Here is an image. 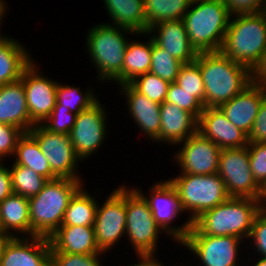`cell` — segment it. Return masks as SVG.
I'll list each match as a JSON object with an SVG mask.
<instances>
[{
	"mask_svg": "<svg viewBox=\"0 0 266 266\" xmlns=\"http://www.w3.org/2000/svg\"><path fill=\"white\" fill-rule=\"evenodd\" d=\"M196 61L205 87L204 108L220 107L251 84L250 69L220 51L200 52Z\"/></svg>",
	"mask_w": 266,
	"mask_h": 266,
	"instance_id": "6da1fadb",
	"label": "cell"
},
{
	"mask_svg": "<svg viewBox=\"0 0 266 266\" xmlns=\"http://www.w3.org/2000/svg\"><path fill=\"white\" fill-rule=\"evenodd\" d=\"M263 207L262 199L229 197L196 218L188 234L248 239L254 220Z\"/></svg>",
	"mask_w": 266,
	"mask_h": 266,
	"instance_id": "7a4b0ae2",
	"label": "cell"
},
{
	"mask_svg": "<svg viewBox=\"0 0 266 266\" xmlns=\"http://www.w3.org/2000/svg\"><path fill=\"white\" fill-rule=\"evenodd\" d=\"M128 34L141 35L106 22L94 25L88 30V34L86 33V51L93 66H96L99 75L97 80L100 83L108 80L122 85L124 57L130 41Z\"/></svg>",
	"mask_w": 266,
	"mask_h": 266,
	"instance_id": "3957f363",
	"label": "cell"
},
{
	"mask_svg": "<svg viewBox=\"0 0 266 266\" xmlns=\"http://www.w3.org/2000/svg\"><path fill=\"white\" fill-rule=\"evenodd\" d=\"M84 180L57 178L48 180L29 201L31 236L50 237L61 225L70 198Z\"/></svg>",
	"mask_w": 266,
	"mask_h": 266,
	"instance_id": "277c9868",
	"label": "cell"
},
{
	"mask_svg": "<svg viewBox=\"0 0 266 266\" xmlns=\"http://www.w3.org/2000/svg\"><path fill=\"white\" fill-rule=\"evenodd\" d=\"M230 18L231 14L222 0H199L192 1L182 20L188 40L200 53L220 50Z\"/></svg>",
	"mask_w": 266,
	"mask_h": 266,
	"instance_id": "5b68a950",
	"label": "cell"
},
{
	"mask_svg": "<svg viewBox=\"0 0 266 266\" xmlns=\"http://www.w3.org/2000/svg\"><path fill=\"white\" fill-rule=\"evenodd\" d=\"M266 50V13L231 16L220 52L250 70Z\"/></svg>",
	"mask_w": 266,
	"mask_h": 266,
	"instance_id": "8992f818",
	"label": "cell"
},
{
	"mask_svg": "<svg viewBox=\"0 0 266 266\" xmlns=\"http://www.w3.org/2000/svg\"><path fill=\"white\" fill-rule=\"evenodd\" d=\"M174 177V178H173ZM168 180L176 188L183 212L193 222L204 211L229 198L225 183L218 173L211 175L181 174ZM191 213V214H189Z\"/></svg>",
	"mask_w": 266,
	"mask_h": 266,
	"instance_id": "52a82bcc",
	"label": "cell"
},
{
	"mask_svg": "<svg viewBox=\"0 0 266 266\" xmlns=\"http://www.w3.org/2000/svg\"><path fill=\"white\" fill-rule=\"evenodd\" d=\"M161 233L165 234L154 220L147 201L134 187L126 186L125 235L129 239L128 243L132 244L134 252L156 254Z\"/></svg>",
	"mask_w": 266,
	"mask_h": 266,
	"instance_id": "ba28073f",
	"label": "cell"
},
{
	"mask_svg": "<svg viewBox=\"0 0 266 266\" xmlns=\"http://www.w3.org/2000/svg\"><path fill=\"white\" fill-rule=\"evenodd\" d=\"M135 189L147 201L157 225L169 236L168 238L171 237L173 242L180 244L189 233L192 222L187 218L181 224L182 226L177 225L176 227L173 224L177 220L178 215L181 216L183 213L176 188L167 179L152 184V187L145 195L142 189L140 190L137 187Z\"/></svg>",
	"mask_w": 266,
	"mask_h": 266,
	"instance_id": "9c48e42d",
	"label": "cell"
},
{
	"mask_svg": "<svg viewBox=\"0 0 266 266\" xmlns=\"http://www.w3.org/2000/svg\"><path fill=\"white\" fill-rule=\"evenodd\" d=\"M96 208L95 241L102 253L113 250L115 244L125 237L126 232V185L118 186ZM113 248V249H112Z\"/></svg>",
	"mask_w": 266,
	"mask_h": 266,
	"instance_id": "30bf717a",
	"label": "cell"
},
{
	"mask_svg": "<svg viewBox=\"0 0 266 266\" xmlns=\"http://www.w3.org/2000/svg\"><path fill=\"white\" fill-rule=\"evenodd\" d=\"M218 175L224 181L229 197L262 199L263 189L253 178L247 146L222 149Z\"/></svg>",
	"mask_w": 266,
	"mask_h": 266,
	"instance_id": "8fae6325",
	"label": "cell"
},
{
	"mask_svg": "<svg viewBox=\"0 0 266 266\" xmlns=\"http://www.w3.org/2000/svg\"><path fill=\"white\" fill-rule=\"evenodd\" d=\"M28 133L38 142L40 150L49 162L52 173L57 178L82 181V177L77 171L78 164L82 161L75 152L70 134L50 132L42 124L34 125Z\"/></svg>",
	"mask_w": 266,
	"mask_h": 266,
	"instance_id": "7c38bea8",
	"label": "cell"
},
{
	"mask_svg": "<svg viewBox=\"0 0 266 266\" xmlns=\"http://www.w3.org/2000/svg\"><path fill=\"white\" fill-rule=\"evenodd\" d=\"M242 241L235 236L187 234L180 245L187 247L190 254L195 255L194 258L200 261V266H241L238 260L239 251L243 249Z\"/></svg>",
	"mask_w": 266,
	"mask_h": 266,
	"instance_id": "4fadbf2b",
	"label": "cell"
},
{
	"mask_svg": "<svg viewBox=\"0 0 266 266\" xmlns=\"http://www.w3.org/2000/svg\"><path fill=\"white\" fill-rule=\"evenodd\" d=\"M106 112L107 110L99 99L90 108L81 111L76 117L69 134L75 152L82 162L95 154L107 140L106 116L109 115Z\"/></svg>",
	"mask_w": 266,
	"mask_h": 266,
	"instance_id": "5bb4252c",
	"label": "cell"
},
{
	"mask_svg": "<svg viewBox=\"0 0 266 266\" xmlns=\"http://www.w3.org/2000/svg\"><path fill=\"white\" fill-rule=\"evenodd\" d=\"M173 159L179 164V174L211 175L218 173L221 148L198 131L178 145Z\"/></svg>",
	"mask_w": 266,
	"mask_h": 266,
	"instance_id": "9a60e30c",
	"label": "cell"
},
{
	"mask_svg": "<svg viewBox=\"0 0 266 266\" xmlns=\"http://www.w3.org/2000/svg\"><path fill=\"white\" fill-rule=\"evenodd\" d=\"M34 60L23 72L21 81L27 100L30 120L36 124L43 122L51 115L56 105L58 81L44 76Z\"/></svg>",
	"mask_w": 266,
	"mask_h": 266,
	"instance_id": "2e32d148",
	"label": "cell"
},
{
	"mask_svg": "<svg viewBox=\"0 0 266 266\" xmlns=\"http://www.w3.org/2000/svg\"><path fill=\"white\" fill-rule=\"evenodd\" d=\"M0 266H51L49 239L41 236L8 237L1 250Z\"/></svg>",
	"mask_w": 266,
	"mask_h": 266,
	"instance_id": "e0dca14e",
	"label": "cell"
},
{
	"mask_svg": "<svg viewBox=\"0 0 266 266\" xmlns=\"http://www.w3.org/2000/svg\"><path fill=\"white\" fill-rule=\"evenodd\" d=\"M197 131L221 149L249 144L248 134L232 124L219 107H207L198 118Z\"/></svg>",
	"mask_w": 266,
	"mask_h": 266,
	"instance_id": "ac0fdd59",
	"label": "cell"
},
{
	"mask_svg": "<svg viewBox=\"0 0 266 266\" xmlns=\"http://www.w3.org/2000/svg\"><path fill=\"white\" fill-rule=\"evenodd\" d=\"M141 35H150L159 47L183 63H191L198 56V52L188 40V34L182 19L160 22L150 28L147 33Z\"/></svg>",
	"mask_w": 266,
	"mask_h": 266,
	"instance_id": "d6986e66",
	"label": "cell"
},
{
	"mask_svg": "<svg viewBox=\"0 0 266 266\" xmlns=\"http://www.w3.org/2000/svg\"><path fill=\"white\" fill-rule=\"evenodd\" d=\"M119 93L126 98V105L135 125L143 132L144 136L152 142H160V104L153 102L145 95L136 91L130 84L119 87Z\"/></svg>",
	"mask_w": 266,
	"mask_h": 266,
	"instance_id": "ffe728a7",
	"label": "cell"
},
{
	"mask_svg": "<svg viewBox=\"0 0 266 266\" xmlns=\"http://www.w3.org/2000/svg\"><path fill=\"white\" fill-rule=\"evenodd\" d=\"M265 96V87L251 83L241 93L222 104L219 108L232 124L249 135Z\"/></svg>",
	"mask_w": 266,
	"mask_h": 266,
	"instance_id": "44dd1931",
	"label": "cell"
},
{
	"mask_svg": "<svg viewBox=\"0 0 266 266\" xmlns=\"http://www.w3.org/2000/svg\"><path fill=\"white\" fill-rule=\"evenodd\" d=\"M160 143L178 145L197 132L198 119L187 110L164 101L160 104Z\"/></svg>",
	"mask_w": 266,
	"mask_h": 266,
	"instance_id": "7402d4cb",
	"label": "cell"
},
{
	"mask_svg": "<svg viewBox=\"0 0 266 266\" xmlns=\"http://www.w3.org/2000/svg\"><path fill=\"white\" fill-rule=\"evenodd\" d=\"M0 123L13 125L24 133L35 125L30 120L24 84L21 80L0 85Z\"/></svg>",
	"mask_w": 266,
	"mask_h": 266,
	"instance_id": "603a6c76",
	"label": "cell"
},
{
	"mask_svg": "<svg viewBox=\"0 0 266 266\" xmlns=\"http://www.w3.org/2000/svg\"><path fill=\"white\" fill-rule=\"evenodd\" d=\"M48 239L51 252L105 254L96 244L93 226L61 225Z\"/></svg>",
	"mask_w": 266,
	"mask_h": 266,
	"instance_id": "cb8c5ba5",
	"label": "cell"
},
{
	"mask_svg": "<svg viewBox=\"0 0 266 266\" xmlns=\"http://www.w3.org/2000/svg\"><path fill=\"white\" fill-rule=\"evenodd\" d=\"M33 61L30 51L23 44L8 34H0V85L20 80Z\"/></svg>",
	"mask_w": 266,
	"mask_h": 266,
	"instance_id": "d4e9b609",
	"label": "cell"
},
{
	"mask_svg": "<svg viewBox=\"0 0 266 266\" xmlns=\"http://www.w3.org/2000/svg\"><path fill=\"white\" fill-rule=\"evenodd\" d=\"M0 223L1 231L8 237H31L28 198L15 193L5 198L0 203Z\"/></svg>",
	"mask_w": 266,
	"mask_h": 266,
	"instance_id": "484cf974",
	"label": "cell"
},
{
	"mask_svg": "<svg viewBox=\"0 0 266 266\" xmlns=\"http://www.w3.org/2000/svg\"><path fill=\"white\" fill-rule=\"evenodd\" d=\"M112 24L136 34L146 33L144 0H103Z\"/></svg>",
	"mask_w": 266,
	"mask_h": 266,
	"instance_id": "4316f807",
	"label": "cell"
},
{
	"mask_svg": "<svg viewBox=\"0 0 266 266\" xmlns=\"http://www.w3.org/2000/svg\"><path fill=\"white\" fill-rule=\"evenodd\" d=\"M149 38L147 37V42L131 39L128 42L122 69V85L129 84L136 77L150 71L153 39L150 35Z\"/></svg>",
	"mask_w": 266,
	"mask_h": 266,
	"instance_id": "83f0119b",
	"label": "cell"
},
{
	"mask_svg": "<svg viewBox=\"0 0 266 266\" xmlns=\"http://www.w3.org/2000/svg\"><path fill=\"white\" fill-rule=\"evenodd\" d=\"M13 160V164L30 168L48 180L57 179L51 171L49 162L40 150L38 142L28 132L19 138Z\"/></svg>",
	"mask_w": 266,
	"mask_h": 266,
	"instance_id": "f1b7e54d",
	"label": "cell"
},
{
	"mask_svg": "<svg viewBox=\"0 0 266 266\" xmlns=\"http://www.w3.org/2000/svg\"><path fill=\"white\" fill-rule=\"evenodd\" d=\"M83 185L70 198L65 210L62 225L93 226L98 202L94 194L84 190Z\"/></svg>",
	"mask_w": 266,
	"mask_h": 266,
	"instance_id": "f546056e",
	"label": "cell"
},
{
	"mask_svg": "<svg viewBox=\"0 0 266 266\" xmlns=\"http://www.w3.org/2000/svg\"><path fill=\"white\" fill-rule=\"evenodd\" d=\"M191 3L192 0H144L146 33L160 22L181 20Z\"/></svg>",
	"mask_w": 266,
	"mask_h": 266,
	"instance_id": "4dcf8cb0",
	"label": "cell"
},
{
	"mask_svg": "<svg viewBox=\"0 0 266 266\" xmlns=\"http://www.w3.org/2000/svg\"><path fill=\"white\" fill-rule=\"evenodd\" d=\"M82 92L79 87L58 82L56 90V105L54 108L69 109L71 113L78 115L81 111L90 108L99 98L94 94V87L88 86Z\"/></svg>",
	"mask_w": 266,
	"mask_h": 266,
	"instance_id": "1f68e13d",
	"label": "cell"
},
{
	"mask_svg": "<svg viewBox=\"0 0 266 266\" xmlns=\"http://www.w3.org/2000/svg\"><path fill=\"white\" fill-rule=\"evenodd\" d=\"M12 191L17 195L30 198L36 196L48 182V179L22 165L10 164Z\"/></svg>",
	"mask_w": 266,
	"mask_h": 266,
	"instance_id": "d6a6232c",
	"label": "cell"
},
{
	"mask_svg": "<svg viewBox=\"0 0 266 266\" xmlns=\"http://www.w3.org/2000/svg\"><path fill=\"white\" fill-rule=\"evenodd\" d=\"M151 58L150 73L159 76L161 79L168 81L169 83L176 81L179 70L184 64L183 62L171 56L154 41Z\"/></svg>",
	"mask_w": 266,
	"mask_h": 266,
	"instance_id": "836d02e7",
	"label": "cell"
},
{
	"mask_svg": "<svg viewBox=\"0 0 266 266\" xmlns=\"http://www.w3.org/2000/svg\"><path fill=\"white\" fill-rule=\"evenodd\" d=\"M175 82L183 90L193 93V96L204 106L205 87L199 63L196 60L182 65Z\"/></svg>",
	"mask_w": 266,
	"mask_h": 266,
	"instance_id": "e575fe53",
	"label": "cell"
},
{
	"mask_svg": "<svg viewBox=\"0 0 266 266\" xmlns=\"http://www.w3.org/2000/svg\"><path fill=\"white\" fill-rule=\"evenodd\" d=\"M136 91L153 102L161 104L165 101L169 82L150 72L136 77L129 83Z\"/></svg>",
	"mask_w": 266,
	"mask_h": 266,
	"instance_id": "d590c367",
	"label": "cell"
},
{
	"mask_svg": "<svg viewBox=\"0 0 266 266\" xmlns=\"http://www.w3.org/2000/svg\"><path fill=\"white\" fill-rule=\"evenodd\" d=\"M165 101L187 110L197 119L204 110V106L193 96V93L183 90L176 82L169 84Z\"/></svg>",
	"mask_w": 266,
	"mask_h": 266,
	"instance_id": "8d00e7d4",
	"label": "cell"
},
{
	"mask_svg": "<svg viewBox=\"0 0 266 266\" xmlns=\"http://www.w3.org/2000/svg\"><path fill=\"white\" fill-rule=\"evenodd\" d=\"M247 148L253 178L264 190L266 188V142H249Z\"/></svg>",
	"mask_w": 266,
	"mask_h": 266,
	"instance_id": "74e56055",
	"label": "cell"
},
{
	"mask_svg": "<svg viewBox=\"0 0 266 266\" xmlns=\"http://www.w3.org/2000/svg\"><path fill=\"white\" fill-rule=\"evenodd\" d=\"M102 255L51 252V266H104Z\"/></svg>",
	"mask_w": 266,
	"mask_h": 266,
	"instance_id": "f35d334b",
	"label": "cell"
},
{
	"mask_svg": "<svg viewBox=\"0 0 266 266\" xmlns=\"http://www.w3.org/2000/svg\"><path fill=\"white\" fill-rule=\"evenodd\" d=\"M77 115L69 109L54 108L51 115L43 122V126L53 133L69 134Z\"/></svg>",
	"mask_w": 266,
	"mask_h": 266,
	"instance_id": "ab89813d",
	"label": "cell"
},
{
	"mask_svg": "<svg viewBox=\"0 0 266 266\" xmlns=\"http://www.w3.org/2000/svg\"><path fill=\"white\" fill-rule=\"evenodd\" d=\"M248 240L254 244L250 246H253L252 249L259 253L257 255L266 258V207H263L257 214L247 242Z\"/></svg>",
	"mask_w": 266,
	"mask_h": 266,
	"instance_id": "60d3db41",
	"label": "cell"
},
{
	"mask_svg": "<svg viewBox=\"0 0 266 266\" xmlns=\"http://www.w3.org/2000/svg\"><path fill=\"white\" fill-rule=\"evenodd\" d=\"M23 134L24 132L18 127L0 123V161L6 160L11 155L13 158L17 142Z\"/></svg>",
	"mask_w": 266,
	"mask_h": 266,
	"instance_id": "b9f144b4",
	"label": "cell"
},
{
	"mask_svg": "<svg viewBox=\"0 0 266 266\" xmlns=\"http://www.w3.org/2000/svg\"><path fill=\"white\" fill-rule=\"evenodd\" d=\"M231 16L238 14H254L265 10L266 0H222Z\"/></svg>",
	"mask_w": 266,
	"mask_h": 266,
	"instance_id": "7bdbcfd3",
	"label": "cell"
},
{
	"mask_svg": "<svg viewBox=\"0 0 266 266\" xmlns=\"http://www.w3.org/2000/svg\"><path fill=\"white\" fill-rule=\"evenodd\" d=\"M248 139L249 142H266V96L260 105Z\"/></svg>",
	"mask_w": 266,
	"mask_h": 266,
	"instance_id": "ee69618b",
	"label": "cell"
},
{
	"mask_svg": "<svg viewBox=\"0 0 266 266\" xmlns=\"http://www.w3.org/2000/svg\"><path fill=\"white\" fill-rule=\"evenodd\" d=\"M251 83L266 88V50L250 70Z\"/></svg>",
	"mask_w": 266,
	"mask_h": 266,
	"instance_id": "f6af8a7d",
	"label": "cell"
},
{
	"mask_svg": "<svg viewBox=\"0 0 266 266\" xmlns=\"http://www.w3.org/2000/svg\"><path fill=\"white\" fill-rule=\"evenodd\" d=\"M4 165V160L0 161V203L13 193L11 173L9 167Z\"/></svg>",
	"mask_w": 266,
	"mask_h": 266,
	"instance_id": "bcb514c9",
	"label": "cell"
},
{
	"mask_svg": "<svg viewBox=\"0 0 266 266\" xmlns=\"http://www.w3.org/2000/svg\"><path fill=\"white\" fill-rule=\"evenodd\" d=\"M155 255L157 254H136L139 261L135 264H129L127 266H165L157 259V256L155 257Z\"/></svg>",
	"mask_w": 266,
	"mask_h": 266,
	"instance_id": "7dc6e473",
	"label": "cell"
},
{
	"mask_svg": "<svg viewBox=\"0 0 266 266\" xmlns=\"http://www.w3.org/2000/svg\"><path fill=\"white\" fill-rule=\"evenodd\" d=\"M4 1L5 0H0V26H1V24H3L2 21H3L4 17H5V15L7 13L6 11L8 9V5ZM0 32H1V29H0Z\"/></svg>",
	"mask_w": 266,
	"mask_h": 266,
	"instance_id": "c3c4849f",
	"label": "cell"
},
{
	"mask_svg": "<svg viewBox=\"0 0 266 266\" xmlns=\"http://www.w3.org/2000/svg\"><path fill=\"white\" fill-rule=\"evenodd\" d=\"M7 239H8V236L5 235V234L0 230V254H1L2 247H3V245H4V243L6 242Z\"/></svg>",
	"mask_w": 266,
	"mask_h": 266,
	"instance_id": "681fc988",
	"label": "cell"
},
{
	"mask_svg": "<svg viewBox=\"0 0 266 266\" xmlns=\"http://www.w3.org/2000/svg\"><path fill=\"white\" fill-rule=\"evenodd\" d=\"M257 262L253 266H266V258L265 257H260Z\"/></svg>",
	"mask_w": 266,
	"mask_h": 266,
	"instance_id": "f907efd6",
	"label": "cell"
},
{
	"mask_svg": "<svg viewBox=\"0 0 266 266\" xmlns=\"http://www.w3.org/2000/svg\"><path fill=\"white\" fill-rule=\"evenodd\" d=\"M262 202L264 207H266V188L263 190Z\"/></svg>",
	"mask_w": 266,
	"mask_h": 266,
	"instance_id": "816d5d0a",
	"label": "cell"
}]
</instances>
